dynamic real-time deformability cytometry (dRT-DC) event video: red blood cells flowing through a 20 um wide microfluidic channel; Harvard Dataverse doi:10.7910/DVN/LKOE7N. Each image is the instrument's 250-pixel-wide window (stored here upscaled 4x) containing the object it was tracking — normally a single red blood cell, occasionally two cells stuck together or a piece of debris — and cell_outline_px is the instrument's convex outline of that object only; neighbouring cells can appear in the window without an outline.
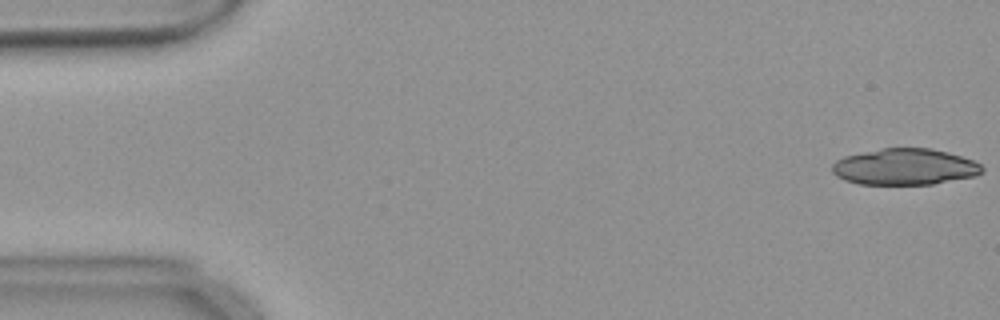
{"species": "common noctule bat (a hibernating species)", "species_latin": "Nyctalus noctula", "temperature_condition": "warm", "stored_images_in_passage": 19, "camera_frame_rate_fps": 3000, "um_per_image_px": 0.085, "animal": {"sex": "female", "body_mass_g": 18.4}, "frame": {"image": 1, "passage_image": 1, "time_ms": 0.0, "image_size_px": [1000, 320], "cell_outline_px": [[984, 172], [976, 176], [932, 184], [860, 184], [844, 180], [836, 176], [832, 172], [832, 164], [836, 160], [844, 156], [880, 148], [928, 148], [948, 152], [972, 160], [980, 164], [984, 168]], "centroid_in_image_um": [76.9, 14.18], "position_along_channel_um": 8.1, "area_um2": 31.79}}